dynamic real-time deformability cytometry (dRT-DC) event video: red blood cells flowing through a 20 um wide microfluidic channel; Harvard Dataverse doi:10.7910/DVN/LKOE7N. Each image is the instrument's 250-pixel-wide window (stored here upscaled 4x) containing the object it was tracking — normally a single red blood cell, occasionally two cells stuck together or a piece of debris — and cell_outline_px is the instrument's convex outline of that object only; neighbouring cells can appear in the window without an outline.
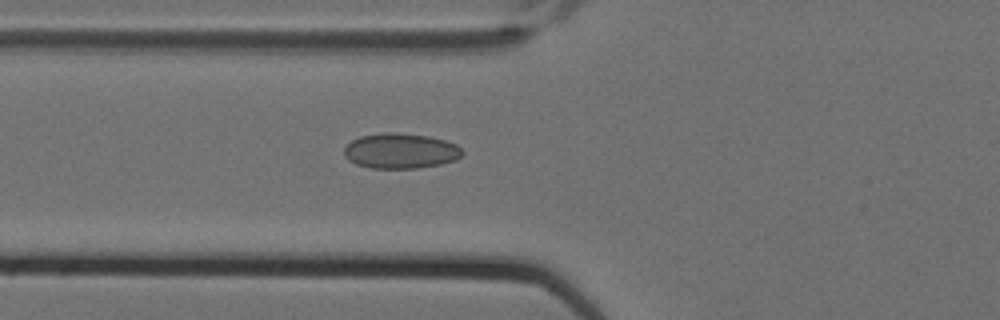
{"species": "Egyptian fruit bat (a non-hibernating species)", "species_latin": "Rousettus aegyptiacus", "temperature_condition": "cold", "stored_images_in_passage": 2, "camera_frame_rate_fps": 3000, "um_per_image_px": 0.085, "animal": {"sex": "female"}, "frame": {"image": 1, "passage_image": 2, "time_ms": 0.333, "image_size_px": [1000, 320], "cell_outline_px": [[464, 152], [456, 160], [440, 164], [416, 168], [372, 168], [356, 164], [348, 160], [344, 156], [344, 148], [352, 140], [360, 136], [388, 132], [392, 132], [428, 136], [444, 140], [456, 144]], "centroid_in_image_um": [34.04, 12.83], "position_along_channel_um": 91.8, "area_um2": 24.16}}